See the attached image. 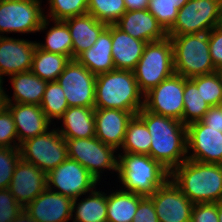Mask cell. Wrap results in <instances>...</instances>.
<instances>
[{
  "label": "cell",
  "instance_id": "6da1fadb",
  "mask_svg": "<svg viewBox=\"0 0 222 222\" xmlns=\"http://www.w3.org/2000/svg\"><path fill=\"white\" fill-rule=\"evenodd\" d=\"M146 125L151 135L150 156L170 173L187 156V128L183 122L142 108L136 114Z\"/></svg>",
  "mask_w": 222,
  "mask_h": 222
},
{
  "label": "cell",
  "instance_id": "7a4b0ae2",
  "mask_svg": "<svg viewBox=\"0 0 222 222\" xmlns=\"http://www.w3.org/2000/svg\"><path fill=\"white\" fill-rule=\"evenodd\" d=\"M170 178L193 204L222 201V164L187 159L170 173Z\"/></svg>",
  "mask_w": 222,
  "mask_h": 222
},
{
  "label": "cell",
  "instance_id": "3957f363",
  "mask_svg": "<svg viewBox=\"0 0 222 222\" xmlns=\"http://www.w3.org/2000/svg\"><path fill=\"white\" fill-rule=\"evenodd\" d=\"M144 106L133 71L112 70L96 76L95 108L120 109L136 115Z\"/></svg>",
  "mask_w": 222,
  "mask_h": 222
},
{
  "label": "cell",
  "instance_id": "277c9868",
  "mask_svg": "<svg viewBox=\"0 0 222 222\" xmlns=\"http://www.w3.org/2000/svg\"><path fill=\"white\" fill-rule=\"evenodd\" d=\"M117 156V177L125 192L151 196L170 178V172L149 155L121 153Z\"/></svg>",
  "mask_w": 222,
  "mask_h": 222
},
{
  "label": "cell",
  "instance_id": "5b68a950",
  "mask_svg": "<svg viewBox=\"0 0 222 222\" xmlns=\"http://www.w3.org/2000/svg\"><path fill=\"white\" fill-rule=\"evenodd\" d=\"M168 37L173 46L176 74L192 78L217 71L210 56L209 32Z\"/></svg>",
  "mask_w": 222,
  "mask_h": 222
},
{
  "label": "cell",
  "instance_id": "8992f818",
  "mask_svg": "<svg viewBox=\"0 0 222 222\" xmlns=\"http://www.w3.org/2000/svg\"><path fill=\"white\" fill-rule=\"evenodd\" d=\"M133 73L143 94L174 74L173 46L170 38L167 36L159 41L148 42Z\"/></svg>",
  "mask_w": 222,
  "mask_h": 222
},
{
  "label": "cell",
  "instance_id": "52a82bcc",
  "mask_svg": "<svg viewBox=\"0 0 222 222\" xmlns=\"http://www.w3.org/2000/svg\"><path fill=\"white\" fill-rule=\"evenodd\" d=\"M41 0H0V36L4 33H36L46 30Z\"/></svg>",
  "mask_w": 222,
  "mask_h": 222
},
{
  "label": "cell",
  "instance_id": "ba28073f",
  "mask_svg": "<svg viewBox=\"0 0 222 222\" xmlns=\"http://www.w3.org/2000/svg\"><path fill=\"white\" fill-rule=\"evenodd\" d=\"M20 158L48 174L68 158L65 138L53 128L24 140L19 146Z\"/></svg>",
  "mask_w": 222,
  "mask_h": 222
},
{
  "label": "cell",
  "instance_id": "9c48e42d",
  "mask_svg": "<svg viewBox=\"0 0 222 222\" xmlns=\"http://www.w3.org/2000/svg\"><path fill=\"white\" fill-rule=\"evenodd\" d=\"M68 158L79 162L98 181L102 171H118L116 148L104 144L96 136L91 138H65Z\"/></svg>",
  "mask_w": 222,
  "mask_h": 222
},
{
  "label": "cell",
  "instance_id": "30bf717a",
  "mask_svg": "<svg viewBox=\"0 0 222 222\" xmlns=\"http://www.w3.org/2000/svg\"><path fill=\"white\" fill-rule=\"evenodd\" d=\"M222 0H189L167 35L199 34L217 27Z\"/></svg>",
  "mask_w": 222,
  "mask_h": 222
},
{
  "label": "cell",
  "instance_id": "8fae6325",
  "mask_svg": "<svg viewBox=\"0 0 222 222\" xmlns=\"http://www.w3.org/2000/svg\"><path fill=\"white\" fill-rule=\"evenodd\" d=\"M184 89L185 78L174 73L144 94L143 108L153 114L174 118L182 122Z\"/></svg>",
  "mask_w": 222,
  "mask_h": 222
},
{
  "label": "cell",
  "instance_id": "7c38bea8",
  "mask_svg": "<svg viewBox=\"0 0 222 222\" xmlns=\"http://www.w3.org/2000/svg\"><path fill=\"white\" fill-rule=\"evenodd\" d=\"M97 182L84 166L70 158L47 174V188L72 199L93 191Z\"/></svg>",
  "mask_w": 222,
  "mask_h": 222
},
{
  "label": "cell",
  "instance_id": "4fadbf2b",
  "mask_svg": "<svg viewBox=\"0 0 222 222\" xmlns=\"http://www.w3.org/2000/svg\"><path fill=\"white\" fill-rule=\"evenodd\" d=\"M56 81L62 87L69 107H94L96 75L76 59L70 60Z\"/></svg>",
  "mask_w": 222,
  "mask_h": 222
},
{
  "label": "cell",
  "instance_id": "5bb4252c",
  "mask_svg": "<svg viewBox=\"0 0 222 222\" xmlns=\"http://www.w3.org/2000/svg\"><path fill=\"white\" fill-rule=\"evenodd\" d=\"M187 128L188 159L212 164H222V132L201 121L190 123Z\"/></svg>",
  "mask_w": 222,
  "mask_h": 222
},
{
  "label": "cell",
  "instance_id": "9a60e30c",
  "mask_svg": "<svg viewBox=\"0 0 222 222\" xmlns=\"http://www.w3.org/2000/svg\"><path fill=\"white\" fill-rule=\"evenodd\" d=\"M155 206L159 222H191L193 203L169 178L149 196Z\"/></svg>",
  "mask_w": 222,
  "mask_h": 222
},
{
  "label": "cell",
  "instance_id": "2e32d148",
  "mask_svg": "<svg viewBox=\"0 0 222 222\" xmlns=\"http://www.w3.org/2000/svg\"><path fill=\"white\" fill-rule=\"evenodd\" d=\"M46 188L47 174L20 158L8 187L16 201L25 208Z\"/></svg>",
  "mask_w": 222,
  "mask_h": 222
},
{
  "label": "cell",
  "instance_id": "e0dca14e",
  "mask_svg": "<svg viewBox=\"0 0 222 222\" xmlns=\"http://www.w3.org/2000/svg\"><path fill=\"white\" fill-rule=\"evenodd\" d=\"M36 41L0 36V78L31 71Z\"/></svg>",
  "mask_w": 222,
  "mask_h": 222
},
{
  "label": "cell",
  "instance_id": "ac0fdd59",
  "mask_svg": "<svg viewBox=\"0 0 222 222\" xmlns=\"http://www.w3.org/2000/svg\"><path fill=\"white\" fill-rule=\"evenodd\" d=\"M73 199L46 188L24 210L36 222H68L72 220Z\"/></svg>",
  "mask_w": 222,
  "mask_h": 222
},
{
  "label": "cell",
  "instance_id": "d6986e66",
  "mask_svg": "<svg viewBox=\"0 0 222 222\" xmlns=\"http://www.w3.org/2000/svg\"><path fill=\"white\" fill-rule=\"evenodd\" d=\"M134 114L120 109L95 108V136L117 150L121 148L128 122Z\"/></svg>",
  "mask_w": 222,
  "mask_h": 222
},
{
  "label": "cell",
  "instance_id": "ffe728a7",
  "mask_svg": "<svg viewBox=\"0 0 222 222\" xmlns=\"http://www.w3.org/2000/svg\"><path fill=\"white\" fill-rule=\"evenodd\" d=\"M4 106L12 114L19 144L50 129L51 122L40 106L25 103H5Z\"/></svg>",
  "mask_w": 222,
  "mask_h": 222
},
{
  "label": "cell",
  "instance_id": "44dd1931",
  "mask_svg": "<svg viewBox=\"0 0 222 222\" xmlns=\"http://www.w3.org/2000/svg\"><path fill=\"white\" fill-rule=\"evenodd\" d=\"M115 25L130 36L147 43L159 41L168 36L148 9L126 11Z\"/></svg>",
  "mask_w": 222,
  "mask_h": 222
},
{
  "label": "cell",
  "instance_id": "7402d4cb",
  "mask_svg": "<svg viewBox=\"0 0 222 222\" xmlns=\"http://www.w3.org/2000/svg\"><path fill=\"white\" fill-rule=\"evenodd\" d=\"M112 57L117 70L133 71L147 42L136 39L111 24Z\"/></svg>",
  "mask_w": 222,
  "mask_h": 222
},
{
  "label": "cell",
  "instance_id": "603a6c76",
  "mask_svg": "<svg viewBox=\"0 0 222 222\" xmlns=\"http://www.w3.org/2000/svg\"><path fill=\"white\" fill-rule=\"evenodd\" d=\"M63 21L67 24L71 34L73 59L89 49L107 27L106 23L100 22L90 14L70 17Z\"/></svg>",
  "mask_w": 222,
  "mask_h": 222
},
{
  "label": "cell",
  "instance_id": "cb8c5ba5",
  "mask_svg": "<svg viewBox=\"0 0 222 222\" xmlns=\"http://www.w3.org/2000/svg\"><path fill=\"white\" fill-rule=\"evenodd\" d=\"M111 24L101 32L96 42L76 60L94 75L115 70L112 57Z\"/></svg>",
  "mask_w": 222,
  "mask_h": 222
},
{
  "label": "cell",
  "instance_id": "d4e9b609",
  "mask_svg": "<svg viewBox=\"0 0 222 222\" xmlns=\"http://www.w3.org/2000/svg\"><path fill=\"white\" fill-rule=\"evenodd\" d=\"M95 107H69L60 120L63 126L57 128L63 138L95 137Z\"/></svg>",
  "mask_w": 222,
  "mask_h": 222
},
{
  "label": "cell",
  "instance_id": "484cf974",
  "mask_svg": "<svg viewBox=\"0 0 222 222\" xmlns=\"http://www.w3.org/2000/svg\"><path fill=\"white\" fill-rule=\"evenodd\" d=\"M10 80L14 90L13 100L5 91V103H25L40 106L47 81L42 80L31 71L13 74Z\"/></svg>",
  "mask_w": 222,
  "mask_h": 222
},
{
  "label": "cell",
  "instance_id": "4316f807",
  "mask_svg": "<svg viewBox=\"0 0 222 222\" xmlns=\"http://www.w3.org/2000/svg\"><path fill=\"white\" fill-rule=\"evenodd\" d=\"M106 195L107 193L97 191L95 188L89 193L88 198H83L81 201L78 198L73 199L72 222H107Z\"/></svg>",
  "mask_w": 222,
  "mask_h": 222
},
{
  "label": "cell",
  "instance_id": "83f0119b",
  "mask_svg": "<svg viewBox=\"0 0 222 222\" xmlns=\"http://www.w3.org/2000/svg\"><path fill=\"white\" fill-rule=\"evenodd\" d=\"M142 195L122 189L107 195V222H132Z\"/></svg>",
  "mask_w": 222,
  "mask_h": 222
},
{
  "label": "cell",
  "instance_id": "f1b7e54d",
  "mask_svg": "<svg viewBox=\"0 0 222 222\" xmlns=\"http://www.w3.org/2000/svg\"><path fill=\"white\" fill-rule=\"evenodd\" d=\"M70 60L68 56L50 53L37 46L31 72L47 82L56 81Z\"/></svg>",
  "mask_w": 222,
  "mask_h": 222
},
{
  "label": "cell",
  "instance_id": "f546056e",
  "mask_svg": "<svg viewBox=\"0 0 222 222\" xmlns=\"http://www.w3.org/2000/svg\"><path fill=\"white\" fill-rule=\"evenodd\" d=\"M151 135L145 123L134 115L128 122L122 153L145 154L150 156Z\"/></svg>",
  "mask_w": 222,
  "mask_h": 222
},
{
  "label": "cell",
  "instance_id": "4dcf8cb0",
  "mask_svg": "<svg viewBox=\"0 0 222 222\" xmlns=\"http://www.w3.org/2000/svg\"><path fill=\"white\" fill-rule=\"evenodd\" d=\"M54 26L46 33L45 42L37 46L47 52L68 56L73 59V46L69 28L63 20H53Z\"/></svg>",
  "mask_w": 222,
  "mask_h": 222
},
{
  "label": "cell",
  "instance_id": "1f68e13d",
  "mask_svg": "<svg viewBox=\"0 0 222 222\" xmlns=\"http://www.w3.org/2000/svg\"><path fill=\"white\" fill-rule=\"evenodd\" d=\"M183 100L182 122L186 126L190 123L200 121L211 107L205 102L200 89L197 88L196 84L190 78H185Z\"/></svg>",
  "mask_w": 222,
  "mask_h": 222
},
{
  "label": "cell",
  "instance_id": "d6a6232c",
  "mask_svg": "<svg viewBox=\"0 0 222 222\" xmlns=\"http://www.w3.org/2000/svg\"><path fill=\"white\" fill-rule=\"evenodd\" d=\"M40 107L51 123L54 119L59 120L69 108L64 91L57 81L47 83Z\"/></svg>",
  "mask_w": 222,
  "mask_h": 222
},
{
  "label": "cell",
  "instance_id": "836d02e7",
  "mask_svg": "<svg viewBox=\"0 0 222 222\" xmlns=\"http://www.w3.org/2000/svg\"><path fill=\"white\" fill-rule=\"evenodd\" d=\"M124 0H89L87 14L107 25L115 24L126 12Z\"/></svg>",
  "mask_w": 222,
  "mask_h": 222
},
{
  "label": "cell",
  "instance_id": "e575fe53",
  "mask_svg": "<svg viewBox=\"0 0 222 222\" xmlns=\"http://www.w3.org/2000/svg\"><path fill=\"white\" fill-rule=\"evenodd\" d=\"M189 0H149L148 11L157 19L162 28L168 32L177 19L180 10Z\"/></svg>",
  "mask_w": 222,
  "mask_h": 222
},
{
  "label": "cell",
  "instance_id": "d590c367",
  "mask_svg": "<svg viewBox=\"0 0 222 222\" xmlns=\"http://www.w3.org/2000/svg\"><path fill=\"white\" fill-rule=\"evenodd\" d=\"M210 106L222 105V78L219 71L190 78Z\"/></svg>",
  "mask_w": 222,
  "mask_h": 222
},
{
  "label": "cell",
  "instance_id": "8d00e7d4",
  "mask_svg": "<svg viewBox=\"0 0 222 222\" xmlns=\"http://www.w3.org/2000/svg\"><path fill=\"white\" fill-rule=\"evenodd\" d=\"M49 14L46 18L53 20H65L70 17L87 14L89 0H48Z\"/></svg>",
  "mask_w": 222,
  "mask_h": 222
},
{
  "label": "cell",
  "instance_id": "74e56055",
  "mask_svg": "<svg viewBox=\"0 0 222 222\" xmlns=\"http://www.w3.org/2000/svg\"><path fill=\"white\" fill-rule=\"evenodd\" d=\"M19 159V148L0 147V189H8Z\"/></svg>",
  "mask_w": 222,
  "mask_h": 222
},
{
  "label": "cell",
  "instance_id": "f35d334b",
  "mask_svg": "<svg viewBox=\"0 0 222 222\" xmlns=\"http://www.w3.org/2000/svg\"><path fill=\"white\" fill-rule=\"evenodd\" d=\"M16 140L18 141V136L12 114L2 106L0 107V147L19 148L20 144Z\"/></svg>",
  "mask_w": 222,
  "mask_h": 222
},
{
  "label": "cell",
  "instance_id": "ab89813d",
  "mask_svg": "<svg viewBox=\"0 0 222 222\" xmlns=\"http://www.w3.org/2000/svg\"><path fill=\"white\" fill-rule=\"evenodd\" d=\"M23 209L8 189H0V222L15 220Z\"/></svg>",
  "mask_w": 222,
  "mask_h": 222
},
{
  "label": "cell",
  "instance_id": "60d3db41",
  "mask_svg": "<svg viewBox=\"0 0 222 222\" xmlns=\"http://www.w3.org/2000/svg\"><path fill=\"white\" fill-rule=\"evenodd\" d=\"M191 222H219L217 203H196L191 211Z\"/></svg>",
  "mask_w": 222,
  "mask_h": 222
},
{
  "label": "cell",
  "instance_id": "b9f144b4",
  "mask_svg": "<svg viewBox=\"0 0 222 222\" xmlns=\"http://www.w3.org/2000/svg\"><path fill=\"white\" fill-rule=\"evenodd\" d=\"M209 51L215 69H222V30L218 27L209 31Z\"/></svg>",
  "mask_w": 222,
  "mask_h": 222
},
{
  "label": "cell",
  "instance_id": "7bdbcfd3",
  "mask_svg": "<svg viewBox=\"0 0 222 222\" xmlns=\"http://www.w3.org/2000/svg\"><path fill=\"white\" fill-rule=\"evenodd\" d=\"M132 222H159L155 212V206L149 196H143Z\"/></svg>",
  "mask_w": 222,
  "mask_h": 222
},
{
  "label": "cell",
  "instance_id": "ee69618b",
  "mask_svg": "<svg viewBox=\"0 0 222 222\" xmlns=\"http://www.w3.org/2000/svg\"><path fill=\"white\" fill-rule=\"evenodd\" d=\"M200 121L222 132V105L211 106Z\"/></svg>",
  "mask_w": 222,
  "mask_h": 222
},
{
  "label": "cell",
  "instance_id": "f6af8a7d",
  "mask_svg": "<svg viewBox=\"0 0 222 222\" xmlns=\"http://www.w3.org/2000/svg\"><path fill=\"white\" fill-rule=\"evenodd\" d=\"M127 11L148 9L149 0H124Z\"/></svg>",
  "mask_w": 222,
  "mask_h": 222
},
{
  "label": "cell",
  "instance_id": "bcb514c9",
  "mask_svg": "<svg viewBox=\"0 0 222 222\" xmlns=\"http://www.w3.org/2000/svg\"><path fill=\"white\" fill-rule=\"evenodd\" d=\"M11 222H36L24 209L17 216V218Z\"/></svg>",
  "mask_w": 222,
  "mask_h": 222
},
{
  "label": "cell",
  "instance_id": "7dc6e473",
  "mask_svg": "<svg viewBox=\"0 0 222 222\" xmlns=\"http://www.w3.org/2000/svg\"><path fill=\"white\" fill-rule=\"evenodd\" d=\"M3 79L0 78V107L5 105V90L3 89Z\"/></svg>",
  "mask_w": 222,
  "mask_h": 222
},
{
  "label": "cell",
  "instance_id": "c3c4849f",
  "mask_svg": "<svg viewBox=\"0 0 222 222\" xmlns=\"http://www.w3.org/2000/svg\"><path fill=\"white\" fill-rule=\"evenodd\" d=\"M218 220L222 222V201L218 202Z\"/></svg>",
  "mask_w": 222,
  "mask_h": 222
},
{
  "label": "cell",
  "instance_id": "681fc988",
  "mask_svg": "<svg viewBox=\"0 0 222 222\" xmlns=\"http://www.w3.org/2000/svg\"><path fill=\"white\" fill-rule=\"evenodd\" d=\"M217 27L222 30V7H221V10H220V16H219V21H218V25Z\"/></svg>",
  "mask_w": 222,
  "mask_h": 222
},
{
  "label": "cell",
  "instance_id": "f907efd6",
  "mask_svg": "<svg viewBox=\"0 0 222 222\" xmlns=\"http://www.w3.org/2000/svg\"><path fill=\"white\" fill-rule=\"evenodd\" d=\"M219 71V74H220V76H221V78H222V69H220V70H218Z\"/></svg>",
  "mask_w": 222,
  "mask_h": 222
}]
</instances>
